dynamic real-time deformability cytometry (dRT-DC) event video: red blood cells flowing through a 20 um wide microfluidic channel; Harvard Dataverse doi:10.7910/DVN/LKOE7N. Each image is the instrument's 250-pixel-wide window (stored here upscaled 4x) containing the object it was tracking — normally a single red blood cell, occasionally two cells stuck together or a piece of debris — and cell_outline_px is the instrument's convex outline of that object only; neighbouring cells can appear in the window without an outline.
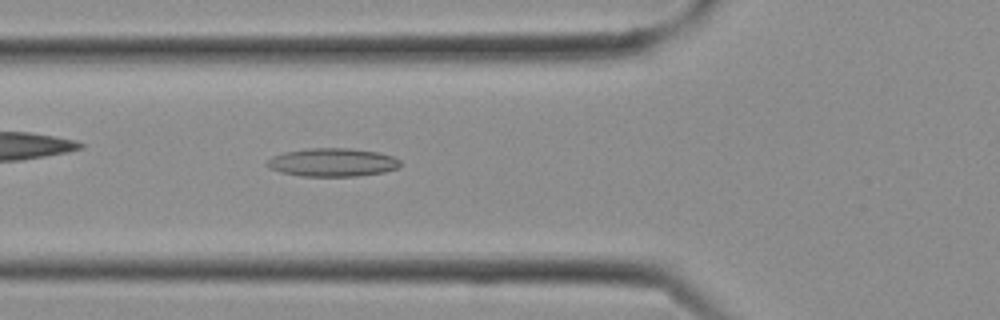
{"species": "Egyptian fruit bat (a non-hibernating species)", "species_latin": "Rousettus aegyptiacus", "temperature_condition": "cold", "stored_images_in_passage": 7, "camera_frame_rate_fps": 3000, "um_per_image_px": 0.085, "frame": {"image": 1, "passage_image": 7, "time_ms": 2.0, "image_size_px": [1000, 320], "cell_outline_px": [[400, 168], [384, 172], [356, 176], [300, 176], [280, 172], [268, 168], [264, 164], [272, 156], [284, 152], [308, 148], [348, 148], [376, 152], [392, 156], [400, 160]], "centroid_in_image_um": [28.23, 13.8], "position_along_channel_um": 97.6, "area_um2": 22.08}}